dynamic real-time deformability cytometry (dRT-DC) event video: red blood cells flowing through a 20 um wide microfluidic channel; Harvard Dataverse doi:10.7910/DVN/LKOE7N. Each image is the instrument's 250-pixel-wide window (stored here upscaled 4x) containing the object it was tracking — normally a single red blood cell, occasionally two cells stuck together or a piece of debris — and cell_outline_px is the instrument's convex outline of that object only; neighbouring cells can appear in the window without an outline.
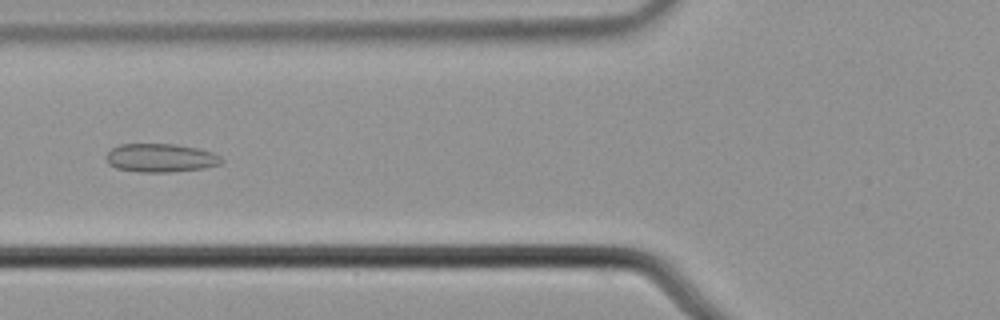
{"species": "common noctule bat (a hibernating species)", "species_latin": "Nyctalus noctula", "temperature_condition": "cold", "stored_images_in_passage": 8, "camera_frame_rate_fps": 3000, "um_per_image_px": 0.085, "animal": {"sex": "male", "body_mass_g": 21.5, "forearm_length_mm": 52.0}, "frame": {"image": 1, "passage_image": 4, "time_ms": 1.0, "image_size_px": [1000, 320], "cell_outline_px": [[224, 160], [220, 164], [204, 168], [168, 172], [140, 172], [116, 168], [108, 164], [104, 156], [112, 148], [120, 144], [176, 144], [196, 148], [212, 152], [220, 156]], "centroid_in_image_um": [13.63, 13.42], "position_along_channel_um": 112.2, "area_um2": 19.19}}
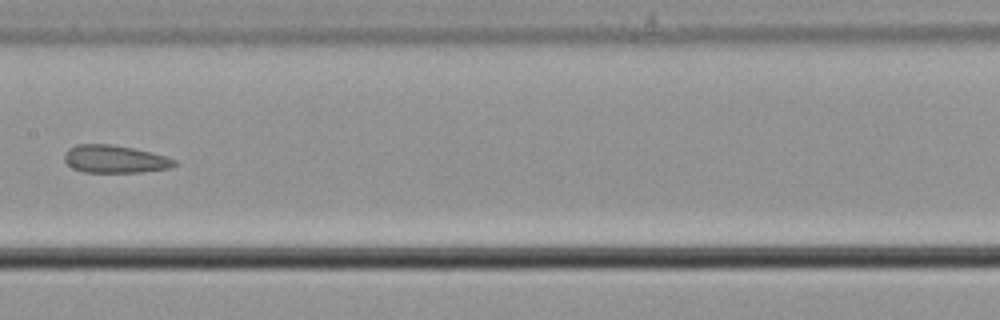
{"frame": {"image": 2, "passage_image": 6, "time_ms": 1.667, "image_size_px": [1000, 320], "cell_outline_px": [[176, 164], [172, 168], [140, 172], [84, 172], [72, 168], [64, 160], [64, 152], [68, 148], [76, 144], [112, 144], [132, 148], [164, 156], [176, 160]], "centroid_in_image_um": [9.72, 13.52], "position_along_channel_um": 197.7, "area_um2": 17.74}}
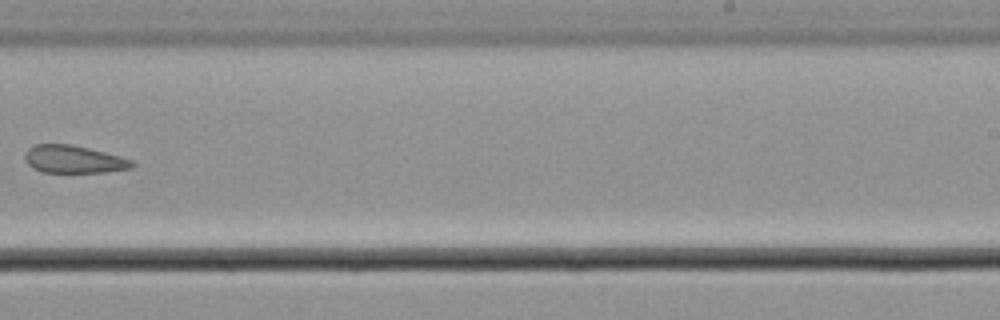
{"frame": {"image": 3, "passage_image": 8, "time_ms": 2.333, "image_size_px": [1000, 320], "cell_outline_px": [[136, 164], [132, 168], [104, 172], [44, 172], [32, 168], [28, 164], [24, 156], [24, 152], [32, 144], [72, 144], [120, 156], [132, 160]], "centroid_in_image_um": [6.24, 13.53], "position_along_channel_um": 282.8, "area_um2": 17.34}}